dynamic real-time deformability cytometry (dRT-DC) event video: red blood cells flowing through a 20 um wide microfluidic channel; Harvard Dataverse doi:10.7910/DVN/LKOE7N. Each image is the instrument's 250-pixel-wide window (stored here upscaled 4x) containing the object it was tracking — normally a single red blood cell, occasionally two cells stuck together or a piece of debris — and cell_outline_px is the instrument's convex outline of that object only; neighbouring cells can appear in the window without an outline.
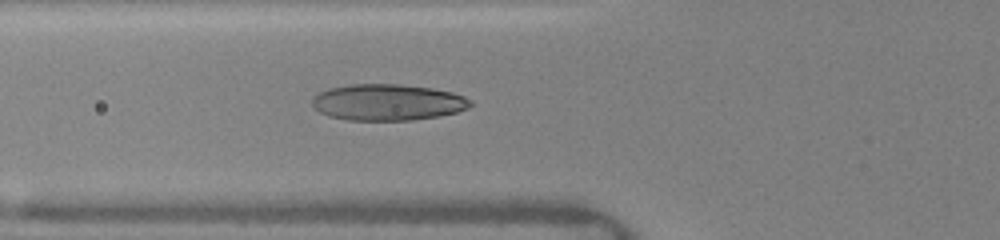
{"species": "human", "species_latin": "Homo sapiens", "temperature_condition": "warm", "stored_images_in_passage": 39, "camera_frame_rate_fps": 3000, "um_per_image_px": 0.085, "donor": {"sex": "female"}, "frame": {"image": 1, "passage_image": 4, "time_ms": 1.667, "image_size_px": [1000, 240], "cell_outline_px": [[472, 104], [468, 108], [456, 112], [440, 116], [412, 120], [348, 120], [328, 116], [320, 112], [312, 104], [312, 96], [328, 88], [348, 84], [400, 84], [432, 88], [452, 92], [464, 96], [472, 100]], "centroid_in_image_um": [32.95, 8.69], "position_along_channel_um": 92.9, "area_um2": 33.7}}
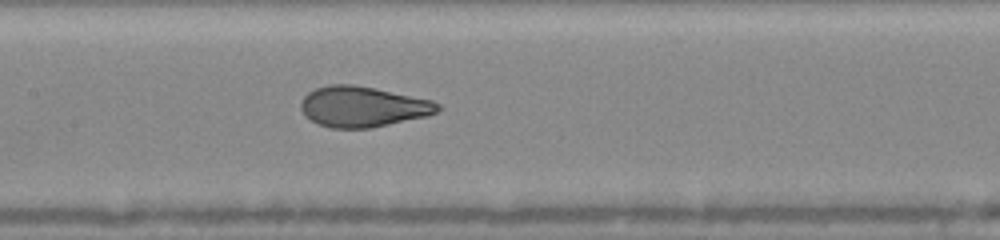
{"frame": {"image": 2, "passage_image": 12, "time_ms": 3.667, "image_size_px": [1000, 240], "cell_outline_px": [[444, 108], [428, 116], [372, 128], [332, 128], [316, 124], [304, 116], [300, 108], [300, 104], [304, 96], [308, 92], [316, 88], [328, 84], [352, 84], [376, 88], [432, 100], [440, 104]], "centroid_in_image_um": [30.83, 9.07], "position_along_channel_um": 176.6, "area_um2": 32.77}}
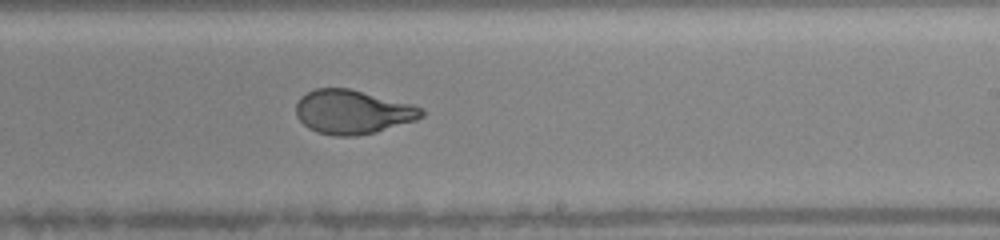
{"frame": {"image": 3, "passage_image": 21, "time_ms": 5.667, "image_size_px": [1000, 240], "cell_outline_px": [[424, 116], [416, 120], [376, 132], [356, 136], [332, 136], [316, 132], [308, 128], [296, 116], [296, 104], [300, 96], [316, 88], [348, 88], [412, 104], [424, 108]], "centroid_in_image_um": [29.97, 9.52], "position_along_channel_um": 259.0, "area_um2": 32.31}, "authors_computed_cell_mechanics": {"area_um2": 32.4836, "velocity_mm_per_s": 4.1392, "shape_relaxation_time_tau1_ms": 4.8529, "shape_relaxation_time_tau2_ms": null, "deformation_change_tau1": 0.1983, "deformation_change_tau2": null}}